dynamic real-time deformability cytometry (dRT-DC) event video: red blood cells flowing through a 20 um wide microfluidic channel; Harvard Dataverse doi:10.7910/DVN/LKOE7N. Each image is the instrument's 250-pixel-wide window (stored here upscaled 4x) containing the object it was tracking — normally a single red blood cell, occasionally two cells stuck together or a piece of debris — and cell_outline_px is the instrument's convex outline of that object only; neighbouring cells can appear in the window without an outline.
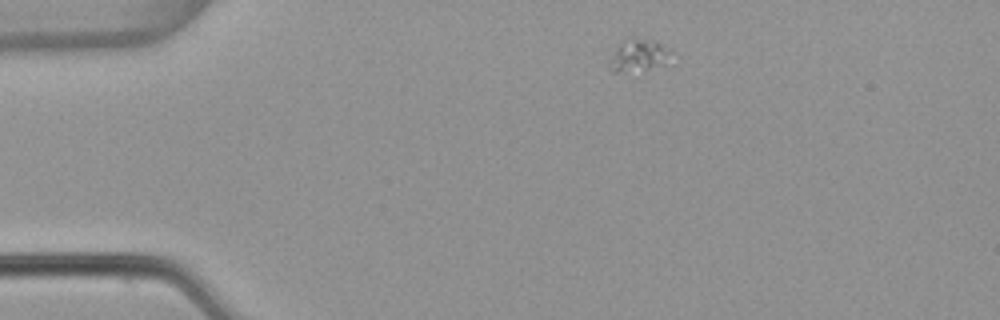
{"species": "common noctule bat (a hibernating species)", "species_latin": "Nyctalus noctula", "temperature_condition": "warm", "stored_images_in_passage": 6, "camera_frame_rate_fps": 3000, "um_per_image_px": 0.085, "animal": {"sex": "female", "body_mass_g": 22.7, "forearm_length_mm": 54.2}, "frame": {"image": 1, "passage_image": 1, "time_ms": 0.0, "image_size_px": [1000, 320], "cell_outline_px": [[668, 52], [664, 64], [648, 68], [616, 72], [612, 72], [608, 68], [608, 60], [620, 44], [632, 36], [652, 40]], "centroid_in_image_um": [54.13, 4.7], "position_along_channel_um": 30.9, "area_um2": 10.81}}
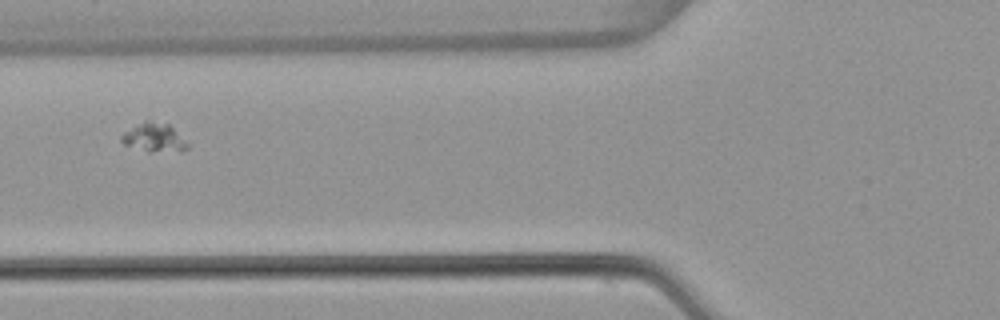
{"frame": {"image": 2, "passage_image": 4, "time_ms": 1.0, "image_size_px": [1000, 320], "cell_outline_px": [[188, 148], [180, 152], [148, 152], [124, 144], [120, 140], [120, 136], [124, 132], [144, 120], [152, 120], [168, 124], [188, 144]], "centroid_in_image_um": [13.08, 11.71], "position_along_channel_um": 112.7, "area_um2": 11.1}}
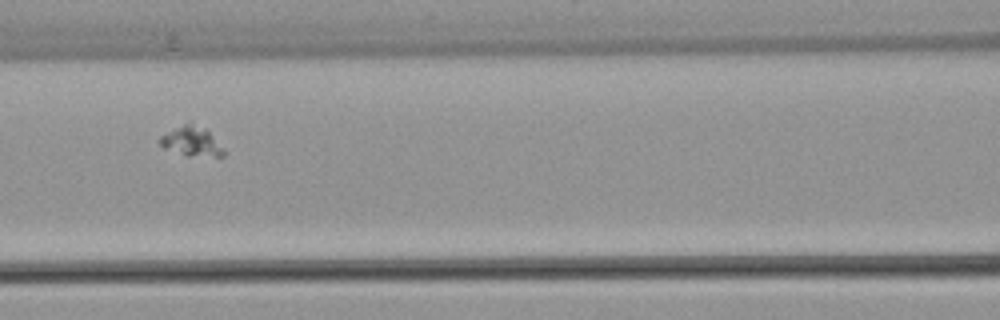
{"frame": {"image": 3, "passage_image": 5, "time_ms": 1.333, "image_size_px": [1000, 320], "cell_outline_px": [[224, 156], [188, 156], [164, 148], [160, 144], [160, 136], [184, 124], [192, 124], [204, 128], [224, 148]], "centroid_in_image_um": [16.29, 12.05], "position_along_channel_um": 150.3, "area_um2": 10.58}}